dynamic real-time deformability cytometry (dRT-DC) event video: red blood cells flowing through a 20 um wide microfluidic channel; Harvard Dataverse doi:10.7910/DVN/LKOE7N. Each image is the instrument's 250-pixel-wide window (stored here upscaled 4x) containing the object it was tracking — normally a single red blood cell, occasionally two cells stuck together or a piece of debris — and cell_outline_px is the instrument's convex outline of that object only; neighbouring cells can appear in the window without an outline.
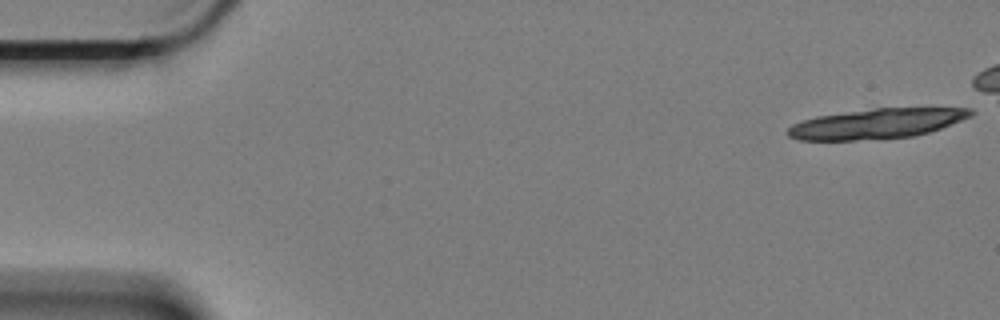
{"species": "Egyptian fruit bat (a non-hibernating species)", "species_latin": "Rousettus aegyptiacus", "temperature_condition": "cold", "stored_images_in_passage": 16, "camera_frame_rate_fps": 3000, "um_per_image_px": 0.085, "animal": {"sex": "female"}, "frame": {"image": 1, "passage_image": 1, "time_ms": 0.0, "image_size_px": [1000, 320], "cell_outline_px": [[976, 112], [972, 116], [940, 128], [916, 136], [880, 140], [796, 140], [788, 136], [788, 128], [792, 124], [816, 116], [876, 108], [972, 108]], "centroid_in_image_um": [74.53, 10.52], "position_along_channel_um": 10.5, "area_um2": 32.14}}